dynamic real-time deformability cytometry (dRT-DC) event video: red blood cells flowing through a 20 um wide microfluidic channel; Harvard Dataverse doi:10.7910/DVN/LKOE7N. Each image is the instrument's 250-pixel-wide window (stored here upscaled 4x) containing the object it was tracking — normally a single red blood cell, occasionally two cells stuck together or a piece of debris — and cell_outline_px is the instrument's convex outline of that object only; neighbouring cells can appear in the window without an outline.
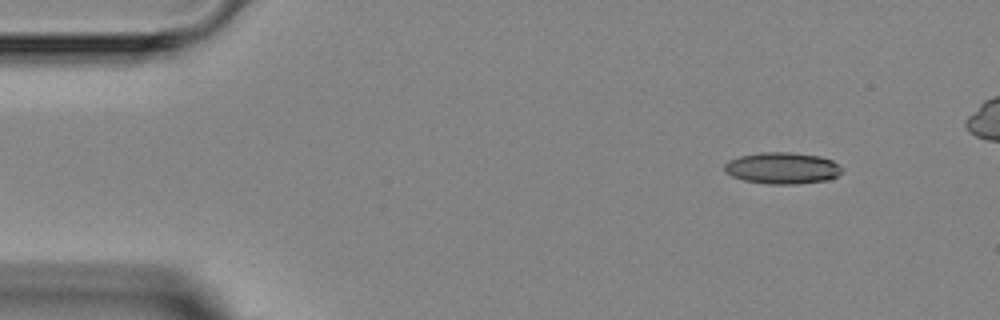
{"species": "Egyptian fruit bat (a non-hibernating species)", "species_latin": "Rousettus aegyptiacus", "temperature_condition": "room temperature", "stored_images_in_passage": 5, "camera_frame_rate_fps": 3000, "um_per_image_px": 0.085, "animal": {"sex": "female"}, "frame": {"image": 1, "passage_image": 1, "time_ms": 0.0, "image_size_px": [1000, 320], "cell_outline_px": [[844, 168], [836, 176], [828, 180], [796, 184], [768, 184], [744, 180], [732, 176], [724, 172], [724, 164], [728, 160], [740, 156], [760, 152], [792, 152], [820, 156], [832, 160], [840, 164]], "centroid_in_image_um": [66.5, 14.28], "position_along_channel_um": 18.5, "area_um2": 21.79}}
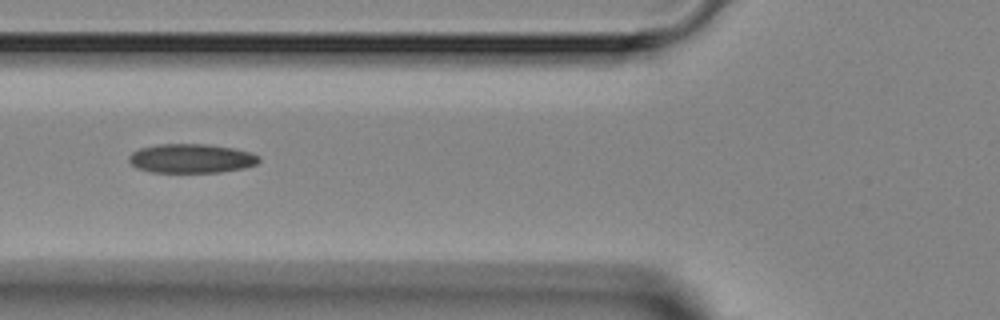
{"frame": {"image": 2, "passage_image": 4, "time_ms": 4.333, "image_size_px": [1000, 320], "cell_outline_px": [[260, 160], [256, 164], [244, 168], [220, 172], [152, 172], [136, 168], [128, 160], [128, 156], [132, 152], [140, 148], [160, 144], [208, 144], [236, 148], [252, 152], [260, 156]], "centroid_in_image_um": [16.29, 13.46], "position_along_channel_um": 109.5, "area_um2": 22.25}}
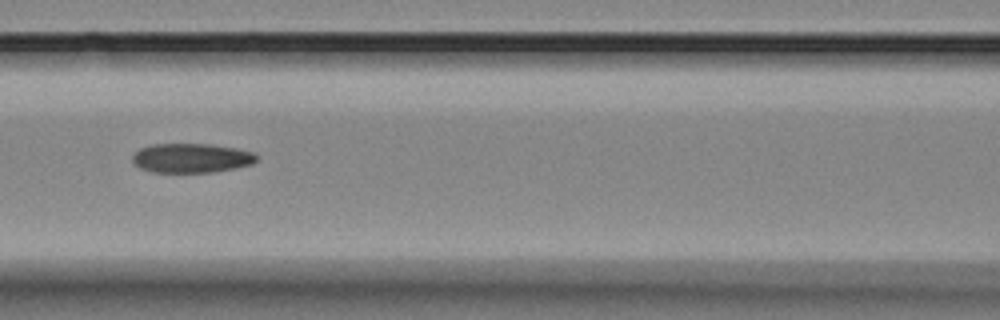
{"frame": {"image": 3, "passage_image": 5, "time_ms": 5.333, "image_size_px": [1000, 320], "cell_outline_px": [[260, 160], [252, 164], [236, 168], [212, 172], [152, 172], [140, 168], [132, 164], [132, 156], [140, 148], [152, 144], [212, 144], [236, 148], [256, 152], [260, 156]], "centroid_in_image_um": [16.32, 13.43], "position_along_channel_um": 150.3, "area_um2": 21.62}}